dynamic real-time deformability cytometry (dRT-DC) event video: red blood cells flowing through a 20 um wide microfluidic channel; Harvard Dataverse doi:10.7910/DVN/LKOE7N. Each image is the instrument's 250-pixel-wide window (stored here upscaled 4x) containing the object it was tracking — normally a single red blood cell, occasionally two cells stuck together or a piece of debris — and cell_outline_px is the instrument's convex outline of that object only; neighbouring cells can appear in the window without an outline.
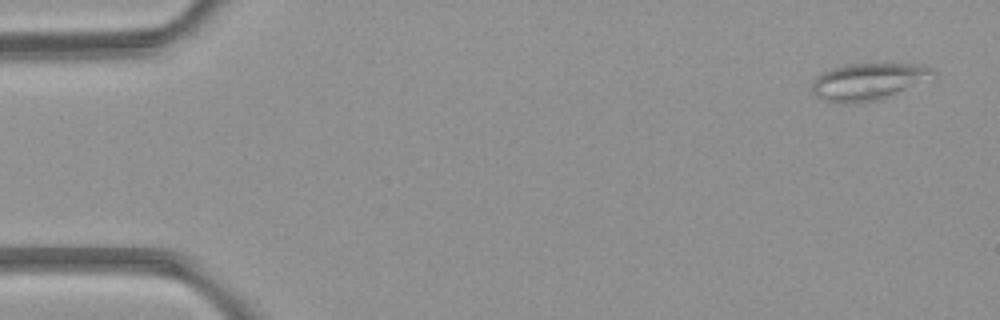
{"species": "common noctule bat (a hibernating species)", "species_latin": "Nyctalus noctula", "temperature_condition": "room temperature", "stored_images_in_passage": 4, "camera_frame_rate_fps": 3000, "um_per_image_px": 0.085, "animal": {"sex": "female", "body_mass_g": 21.9}, "frame": {"image": 1, "passage_image": 1, "time_ms": 0.0, "image_size_px": [1000, 320], "cell_outline_px": [[936, 72], [880, 100], [856, 104], [836, 104], [820, 100], [812, 92], [812, 84], [816, 76], [832, 68], [844, 64], [924, 64], [932, 68]], "centroid_in_image_um": [73.64, 6.95], "position_along_channel_um": 11.4, "area_um2": 25.66}}